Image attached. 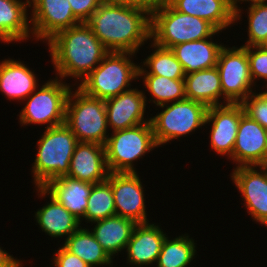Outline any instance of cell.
<instances>
[{
	"label": "cell",
	"instance_id": "1",
	"mask_svg": "<svg viewBox=\"0 0 267 267\" xmlns=\"http://www.w3.org/2000/svg\"><path fill=\"white\" fill-rule=\"evenodd\" d=\"M109 52L137 53L151 39V14L104 1L86 22Z\"/></svg>",
	"mask_w": 267,
	"mask_h": 267
},
{
	"label": "cell",
	"instance_id": "2",
	"mask_svg": "<svg viewBox=\"0 0 267 267\" xmlns=\"http://www.w3.org/2000/svg\"><path fill=\"white\" fill-rule=\"evenodd\" d=\"M47 44L61 81L69 76L84 79L109 53L86 22L59 31Z\"/></svg>",
	"mask_w": 267,
	"mask_h": 267
},
{
	"label": "cell",
	"instance_id": "3",
	"mask_svg": "<svg viewBox=\"0 0 267 267\" xmlns=\"http://www.w3.org/2000/svg\"><path fill=\"white\" fill-rule=\"evenodd\" d=\"M219 32L207 20L180 13L170 4L159 3L151 13V39L164 48L210 38Z\"/></svg>",
	"mask_w": 267,
	"mask_h": 267
},
{
	"label": "cell",
	"instance_id": "4",
	"mask_svg": "<svg viewBox=\"0 0 267 267\" xmlns=\"http://www.w3.org/2000/svg\"><path fill=\"white\" fill-rule=\"evenodd\" d=\"M37 142L38 153L32 165V173L35 187H43L54 179L68 175L78 140L73 132L62 124L46 128Z\"/></svg>",
	"mask_w": 267,
	"mask_h": 267
},
{
	"label": "cell",
	"instance_id": "5",
	"mask_svg": "<svg viewBox=\"0 0 267 267\" xmlns=\"http://www.w3.org/2000/svg\"><path fill=\"white\" fill-rule=\"evenodd\" d=\"M129 52H109L100 64L81 80L78 88L89 96L106 100L129 89L138 79V68ZM131 56V57H130Z\"/></svg>",
	"mask_w": 267,
	"mask_h": 267
},
{
	"label": "cell",
	"instance_id": "6",
	"mask_svg": "<svg viewBox=\"0 0 267 267\" xmlns=\"http://www.w3.org/2000/svg\"><path fill=\"white\" fill-rule=\"evenodd\" d=\"M64 124L78 142H95L105 145L109 133L105 100L87 95L77 87L69 92L66 101Z\"/></svg>",
	"mask_w": 267,
	"mask_h": 267
},
{
	"label": "cell",
	"instance_id": "7",
	"mask_svg": "<svg viewBox=\"0 0 267 267\" xmlns=\"http://www.w3.org/2000/svg\"><path fill=\"white\" fill-rule=\"evenodd\" d=\"M112 133L104 145L109 172H137L133 162L158 147L151 121Z\"/></svg>",
	"mask_w": 267,
	"mask_h": 267
},
{
	"label": "cell",
	"instance_id": "8",
	"mask_svg": "<svg viewBox=\"0 0 267 267\" xmlns=\"http://www.w3.org/2000/svg\"><path fill=\"white\" fill-rule=\"evenodd\" d=\"M160 107L166 109L150 118L157 146L205 125L208 107L200 102L184 99Z\"/></svg>",
	"mask_w": 267,
	"mask_h": 267
},
{
	"label": "cell",
	"instance_id": "9",
	"mask_svg": "<svg viewBox=\"0 0 267 267\" xmlns=\"http://www.w3.org/2000/svg\"><path fill=\"white\" fill-rule=\"evenodd\" d=\"M35 89L26 99V105L20 112L19 120L23 125L47 124L45 128L64 124L68 94L72 88L61 82L58 77L47 81L40 90Z\"/></svg>",
	"mask_w": 267,
	"mask_h": 267
},
{
	"label": "cell",
	"instance_id": "10",
	"mask_svg": "<svg viewBox=\"0 0 267 267\" xmlns=\"http://www.w3.org/2000/svg\"><path fill=\"white\" fill-rule=\"evenodd\" d=\"M216 67L220 74L223 98L226 101L224 104L242 103L254 93L252 88L255 83L250 75L249 59L243 46L223 47Z\"/></svg>",
	"mask_w": 267,
	"mask_h": 267
},
{
	"label": "cell",
	"instance_id": "11",
	"mask_svg": "<svg viewBox=\"0 0 267 267\" xmlns=\"http://www.w3.org/2000/svg\"><path fill=\"white\" fill-rule=\"evenodd\" d=\"M116 215L134 220L137 224L148 223L142 182L137 172H110Z\"/></svg>",
	"mask_w": 267,
	"mask_h": 267
},
{
	"label": "cell",
	"instance_id": "12",
	"mask_svg": "<svg viewBox=\"0 0 267 267\" xmlns=\"http://www.w3.org/2000/svg\"><path fill=\"white\" fill-rule=\"evenodd\" d=\"M31 29L36 40L51 39L56 33L81 23L73 14L68 0H30Z\"/></svg>",
	"mask_w": 267,
	"mask_h": 267
},
{
	"label": "cell",
	"instance_id": "13",
	"mask_svg": "<svg viewBox=\"0 0 267 267\" xmlns=\"http://www.w3.org/2000/svg\"><path fill=\"white\" fill-rule=\"evenodd\" d=\"M259 167L260 172L255 170ZM231 180L245 201L253 220L267 226V168L263 166H236Z\"/></svg>",
	"mask_w": 267,
	"mask_h": 267
},
{
	"label": "cell",
	"instance_id": "14",
	"mask_svg": "<svg viewBox=\"0 0 267 267\" xmlns=\"http://www.w3.org/2000/svg\"><path fill=\"white\" fill-rule=\"evenodd\" d=\"M241 103H228L208 107L205 124H210V147L220 155L233 153L240 119L244 114Z\"/></svg>",
	"mask_w": 267,
	"mask_h": 267
},
{
	"label": "cell",
	"instance_id": "15",
	"mask_svg": "<svg viewBox=\"0 0 267 267\" xmlns=\"http://www.w3.org/2000/svg\"><path fill=\"white\" fill-rule=\"evenodd\" d=\"M146 99L145 93L136 88H129L115 97L106 99L108 127L115 132L150 122V118L144 119Z\"/></svg>",
	"mask_w": 267,
	"mask_h": 267
},
{
	"label": "cell",
	"instance_id": "16",
	"mask_svg": "<svg viewBox=\"0 0 267 267\" xmlns=\"http://www.w3.org/2000/svg\"><path fill=\"white\" fill-rule=\"evenodd\" d=\"M266 144L267 130L244 113L229 158L237 162V166H260L264 162Z\"/></svg>",
	"mask_w": 267,
	"mask_h": 267
},
{
	"label": "cell",
	"instance_id": "17",
	"mask_svg": "<svg viewBox=\"0 0 267 267\" xmlns=\"http://www.w3.org/2000/svg\"><path fill=\"white\" fill-rule=\"evenodd\" d=\"M93 184L86 181L62 176L46 183L43 187H37L40 197L51 196L58 203L74 215L80 222L85 218V212L88 204Z\"/></svg>",
	"mask_w": 267,
	"mask_h": 267
},
{
	"label": "cell",
	"instance_id": "18",
	"mask_svg": "<svg viewBox=\"0 0 267 267\" xmlns=\"http://www.w3.org/2000/svg\"><path fill=\"white\" fill-rule=\"evenodd\" d=\"M109 173L104 145L95 142L77 143L67 176L97 184L106 181Z\"/></svg>",
	"mask_w": 267,
	"mask_h": 267
},
{
	"label": "cell",
	"instance_id": "19",
	"mask_svg": "<svg viewBox=\"0 0 267 267\" xmlns=\"http://www.w3.org/2000/svg\"><path fill=\"white\" fill-rule=\"evenodd\" d=\"M166 236L159 225L137 224L126 246L128 263L137 267L155 263Z\"/></svg>",
	"mask_w": 267,
	"mask_h": 267
},
{
	"label": "cell",
	"instance_id": "20",
	"mask_svg": "<svg viewBox=\"0 0 267 267\" xmlns=\"http://www.w3.org/2000/svg\"><path fill=\"white\" fill-rule=\"evenodd\" d=\"M169 4L180 13L207 20L221 32L235 24L232 0H172Z\"/></svg>",
	"mask_w": 267,
	"mask_h": 267
},
{
	"label": "cell",
	"instance_id": "21",
	"mask_svg": "<svg viewBox=\"0 0 267 267\" xmlns=\"http://www.w3.org/2000/svg\"><path fill=\"white\" fill-rule=\"evenodd\" d=\"M211 38L210 40L205 38L189 41L171 48L186 75L216 66L220 51L224 45H218Z\"/></svg>",
	"mask_w": 267,
	"mask_h": 267
},
{
	"label": "cell",
	"instance_id": "22",
	"mask_svg": "<svg viewBox=\"0 0 267 267\" xmlns=\"http://www.w3.org/2000/svg\"><path fill=\"white\" fill-rule=\"evenodd\" d=\"M91 233L112 259L114 254L126 249L137 223L134 220L114 215L97 220ZM93 231V232H92Z\"/></svg>",
	"mask_w": 267,
	"mask_h": 267
},
{
	"label": "cell",
	"instance_id": "23",
	"mask_svg": "<svg viewBox=\"0 0 267 267\" xmlns=\"http://www.w3.org/2000/svg\"><path fill=\"white\" fill-rule=\"evenodd\" d=\"M37 81L34 71L21 61L5 59L0 63V91L9 100L26 101V98L38 89Z\"/></svg>",
	"mask_w": 267,
	"mask_h": 267
},
{
	"label": "cell",
	"instance_id": "24",
	"mask_svg": "<svg viewBox=\"0 0 267 267\" xmlns=\"http://www.w3.org/2000/svg\"><path fill=\"white\" fill-rule=\"evenodd\" d=\"M27 6L31 7L30 0H0V41L28 40L32 29L27 18Z\"/></svg>",
	"mask_w": 267,
	"mask_h": 267
},
{
	"label": "cell",
	"instance_id": "25",
	"mask_svg": "<svg viewBox=\"0 0 267 267\" xmlns=\"http://www.w3.org/2000/svg\"><path fill=\"white\" fill-rule=\"evenodd\" d=\"M186 99L200 102L207 107L222 105L223 96L220 74L217 67L199 70L185 75Z\"/></svg>",
	"mask_w": 267,
	"mask_h": 267
},
{
	"label": "cell",
	"instance_id": "26",
	"mask_svg": "<svg viewBox=\"0 0 267 267\" xmlns=\"http://www.w3.org/2000/svg\"><path fill=\"white\" fill-rule=\"evenodd\" d=\"M50 203L37 210L35 219L42 231L51 237L68 238L81 226L80 221L51 196Z\"/></svg>",
	"mask_w": 267,
	"mask_h": 267
},
{
	"label": "cell",
	"instance_id": "27",
	"mask_svg": "<svg viewBox=\"0 0 267 267\" xmlns=\"http://www.w3.org/2000/svg\"><path fill=\"white\" fill-rule=\"evenodd\" d=\"M63 247L70 253L77 255L90 267L110 266L113 259L104 251L100 243L93 236L91 231L80 227L68 238H65Z\"/></svg>",
	"mask_w": 267,
	"mask_h": 267
},
{
	"label": "cell",
	"instance_id": "28",
	"mask_svg": "<svg viewBox=\"0 0 267 267\" xmlns=\"http://www.w3.org/2000/svg\"><path fill=\"white\" fill-rule=\"evenodd\" d=\"M151 47L155 51L143 61L144 67L147 66L149 71L146 68L144 69L143 65L142 67L139 66L138 77L143 75H157L170 79H184L186 74L183 67L170 48L158 46L153 42Z\"/></svg>",
	"mask_w": 267,
	"mask_h": 267
},
{
	"label": "cell",
	"instance_id": "29",
	"mask_svg": "<svg viewBox=\"0 0 267 267\" xmlns=\"http://www.w3.org/2000/svg\"><path fill=\"white\" fill-rule=\"evenodd\" d=\"M195 243L186 234L163 242L157 258V267H187L196 254Z\"/></svg>",
	"mask_w": 267,
	"mask_h": 267
},
{
	"label": "cell",
	"instance_id": "30",
	"mask_svg": "<svg viewBox=\"0 0 267 267\" xmlns=\"http://www.w3.org/2000/svg\"><path fill=\"white\" fill-rule=\"evenodd\" d=\"M143 82L152 98L155 99L152 102L157 106L186 99L184 79H170L165 76L144 75Z\"/></svg>",
	"mask_w": 267,
	"mask_h": 267
},
{
	"label": "cell",
	"instance_id": "31",
	"mask_svg": "<svg viewBox=\"0 0 267 267\" xmlns=\"http://www.w3.org/2000/svg\"><path fill=\"white\" fill-rule=\"evenodd\" d=\"M114 215H116V209L111 184L107 180L93 184L88 197L85 220L92 223Z\"/></svg>",
	"mask_w": 267,
	"mask_h": 267
},
{
	"label": "cell",
	"instance_id": "32",
	"mask_svg": "<svg viewBox=\"0 0 267 267\" xmlns=\"http://www.w3.org/2000/svg\"><path fill=\"white\" fill-rule=\"evenodd\" d=\"M248 15V40L243 46H260L267 38V2H250Z\"/></svg>",
	"mask_w": 267,
	"mask_h": 267
},
{
	"label": "cell",
	"instance_id": "33",
	"mask_svg": "<svg viewBox=\"0 0 267 267\" xmlns=\"http://www.w3.org/2000/svg\"><path fill=\"white\" fill-rule=\"evenodd\" d=\"M241 105L246 115L267 130V90L250 94Z\"/></svg>",
	"mask_w": 267,
	"mask_h": 267
},
{
	"label": "cell",
	"instance_id": "34",
	"mask_svg": "<svg viewBox=\"0 0 267 267\" xmlns=\"http://www.w3.org/2000/svg\"><path fill=\"white\" fill-rule=\"evenodd\" d=\"M249 59L250 75L253 83L257 78L267 81V51L260 46H243Z\"/></svg>",
	"mask_w": 267,
	"mask_h": 267
},
{
	"label": "cell",
	"instance_id": "35",
	"mask_svg": "<svg viewBox=\"0 0 267 267\" xmlns=\"http://www.w3.org/2000/svg\"><path fill=\"white\" fill-rule=\"evenodd\" d=\"M74 16L80 22H87L104 0H68Z\"/></svg>",
	"mask_w": 267,
	"mask_h": 267
},
{
	"label": "cell",
	"instance_id": "36",
	"mask_svg": "<svg viewBox=\"0 0 267 267\" xmlns=\"http://www.w3.org/2000/svg\"><path fill=\"white\" fill-rule=\"evenodd\" d=\"M54 256V267H90L77 255L67 251L63 246L57 250Z\"/></svg>",
	"mask_w": 267,
	"mask_h": 267
},
{
	"label": "cell",
	"instance_id": "37",
	"mask_svg": "<svg viewBox=\"0 0 267 267\" xmlns=\"http://www.w3.org/2000/svg\"><path fill=\"white\" fill-rule=\"evenodd\" d=\"M113 4L136 7L149 12L150 14L159 5L158 0H104Z\"/></svg>",
	"mask_w": 267,
	"mask_h": 267
},
{
	"label": "cell",
	"instance_id": "38",
	"mask_svg": "<svg viewBox=\"0 0 267 267\" xmlns=\"http://www.w3.org/2000/svg\"><path fill=\"white\" fill-rule=\"evenodd\" d=\"M0 247V267H21L23 263Z\"/></svg>",
	"mask_w": 267,
	"mask_h": 267
},
{
	"label": "cell",
	"instance_id": "39",
	"mask_svg": "<svg viewBox=\"0 0 267 267\" xmlns=\"http://www.w3.org/2000/svg\"><path fill=\"white\" fill-rule=\"evenodd\" d=\"M258 2V1H267V0H232V3H233V7L235 9V22L240 20L241 19V10H240V7L238 8V5H237V2Z\"/></svg>",
	"mask_w": 267,
	"mask_h": 267
},
{
	"label": "cell",
	"instance_id": "40",
	"mask_svg": "<svg viewBox=\"0 0 267 267\" xmlns=\"http://www.w3.org/2000/svg\"><path fill=\"white\" fill-rule=\"evenodd\" d=\"M261 166L267 168V144H266V150H265V155H264V162Z\"/></svg>",
	"mask_w": 267,
	"mask_h": 267
},
{
	"label": "cell",
	"instance_id": "41",
	"mask_svg": "<svg viewBox=\"0 0 267 267\" xmlns=\"http://www.w3.org/2000/svg\"><path fill=\"white\" fill-rule=\"evenodd\" d=\"M260 47L267 51V38L261 43Z\"/></svg>",
	"mask_w": 267,
	"mask_h": 267
},
{
	"label": "cell",
	"instance_id": "42",
	"mask_svg": "<svg viewBox=\"0 0 267 267\" xmlns=\"http://www.w3.org/2000/svg\"><path fill=\"white\" fill-rule=\"evenodd\" d=\"M172 0H158L159 3L169 4Z\"/></svg>",
	"mask_w": 267,
	"mask_h": 267
}]
</instances>
